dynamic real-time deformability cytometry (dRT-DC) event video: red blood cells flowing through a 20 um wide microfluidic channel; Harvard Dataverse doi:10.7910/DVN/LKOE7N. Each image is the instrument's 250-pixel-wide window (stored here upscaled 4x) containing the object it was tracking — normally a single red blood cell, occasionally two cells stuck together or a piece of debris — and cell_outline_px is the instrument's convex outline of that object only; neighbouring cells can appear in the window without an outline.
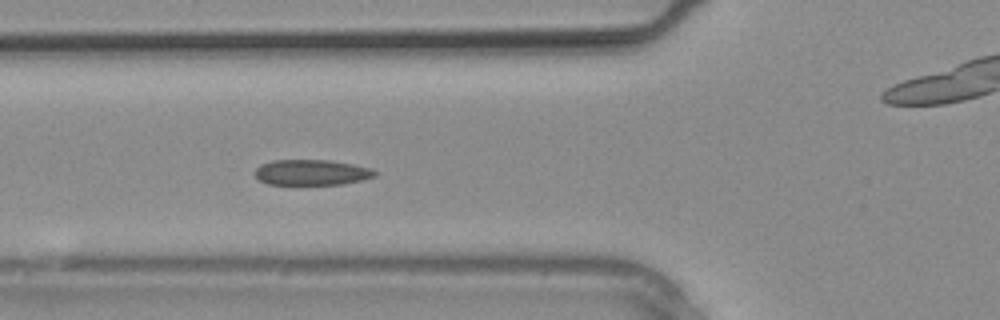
{"species": "common noctule bat (a hibernating species)", "species_latin": "Nyctalus noctula", "temperature_condition": "warm", "stored_images_in_passage": 5, "camera_frame_rate_fps": 3000, "um_per_image_px": 0.085, "animal": {"sex": "male", "body_mass_g": 20.4}, "frame": {"image": 1, "passage_image": 4, "time_ms": 1.0, "image_size_px": [1000, 320], "cell_outline_px": [[376, 176], [344, 184], [268, 184], [260, 180], [252, 172], [260, 164], [272, 160], [332, 160], [372, 168], [376, 172]], "centroid_in_image_um": [26.46, 14.64], "position_along_channel_um": 99.3, "area_um2": 17.92}}